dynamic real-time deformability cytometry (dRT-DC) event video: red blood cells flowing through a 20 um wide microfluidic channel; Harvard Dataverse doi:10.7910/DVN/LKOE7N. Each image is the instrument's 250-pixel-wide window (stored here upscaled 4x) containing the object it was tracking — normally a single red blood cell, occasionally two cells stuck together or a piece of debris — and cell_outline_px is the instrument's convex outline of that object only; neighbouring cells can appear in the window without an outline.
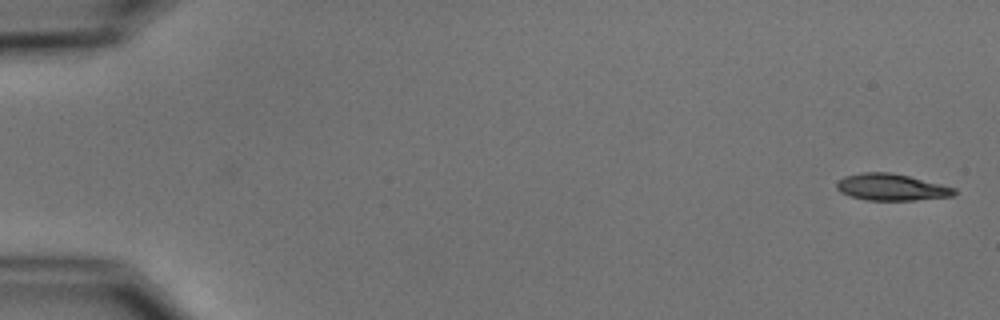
{"species": "common noctule bat (a hibernating species)", "species_latin": "Nyctalus noctula", "temperature_condition": "cold", "stored_images_in_passage": 6, "camera_frame_rate_fps": 3000, "um_per_image_px": 0.085, "animal": {"sex": "male", "body_mass_g": 15.6}, "frame": {"image": 1, "passage_image": 1, "time_ms": 0.0, "image_size_px": [1000, 320], "cell_outline_px": [[956, 192], [952, 196], [916, 200], [868, 200], [852, 196], [840, 192], [836, 188], [836, 184], [844, 176], [860, 172], [888, 172], [908, 176], [956, 188]], "centroid_in_image_um": [75.75, 15.91], "position_along_channel_um": 9.2, "area_um2": 18.09}}
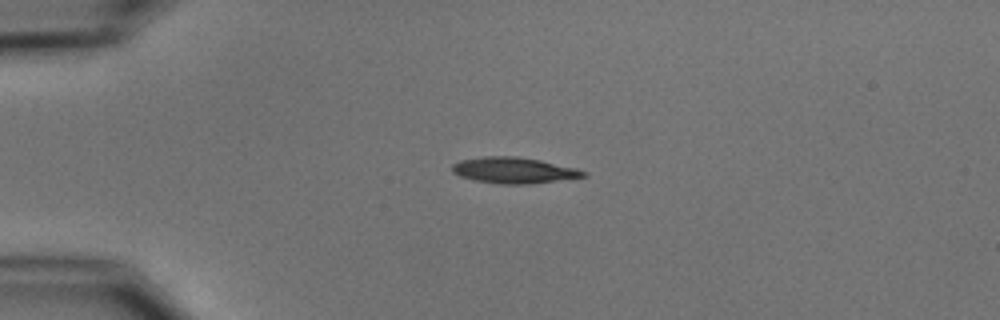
{"frame": {"image": 2, "passage_image": 4, "time_ms": 4.0, "image_size_px": [1000, 320], "cell_outline_px": [[588, 176], [528, 184], [500, 184], [472, 180], [460, 176], [452, 172], [452, 164], [460, 160], [484, 156], [520, 156], [540, 160], [576, 168], [588, 172]], "centroid_in_image_um": [43.66, 14.47], "position_along_channel_um": 41.3, "area_um2": 20.0}}